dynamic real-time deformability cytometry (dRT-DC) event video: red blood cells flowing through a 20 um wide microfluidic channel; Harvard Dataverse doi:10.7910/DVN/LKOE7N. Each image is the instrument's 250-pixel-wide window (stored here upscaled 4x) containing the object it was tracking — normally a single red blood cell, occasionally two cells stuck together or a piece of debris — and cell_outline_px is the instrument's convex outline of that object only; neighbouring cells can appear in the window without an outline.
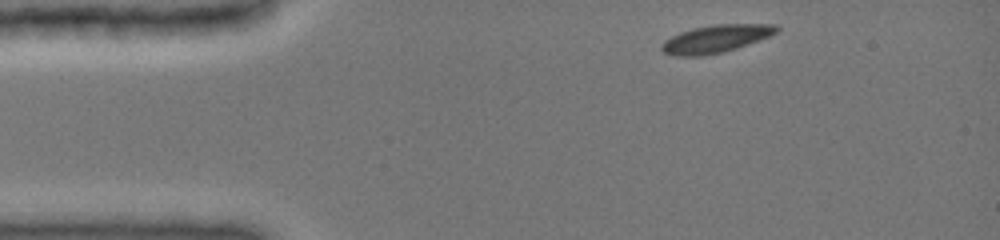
{"species": "common noctule bat (a hibernating species)", "species_latin": "Nyctalus noctula", "temperature_condition": "cold", "stored_images_in_passage": 7, "camera_frame_rate_fps": 3000, "um_per_image_px": 0.085, "animal": {"sex": "female", "body_mass_g": 19.0, "forearm_length_mm": 51.5}, "frame": {"image": 1, "passage_image": 1, "time_ms": 0.0, "image_size_px": [1000, 240], "cell_outline_px": [[780, 28], [776, 32], [768, 36], [736, 48], [724, 52], [700, 56], [672, 56], [664, 52], [660, 48], [660, 44], [664, 40], [680, 32], [692, 28], [716, 24], [776, 24]], "centroid_in_image_um": [60.79, 3.3], "position_along_channel_um": 24.2, "area_um2": 18.5}}
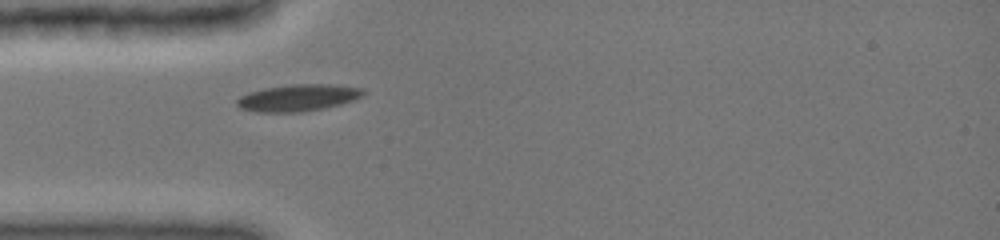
{"frame": {"image": 2, "passage_image": 4, "time_ms": 1.0, "image_size_px": [1000, 240], "cell_outline_px": [[368, 92], [364, 96], [340, 104], [324, 108], [300, 112], [256, 112], [240, 108], [236, 104], [236, 100], [240, 96], [248, 92], [264, 88], [292, 84], [332, 84], [364, 88]], "centroid_in_image_um": [25.36, 8.3], "position_along_channel_um": 59.6, "area_um2": 19.94}}
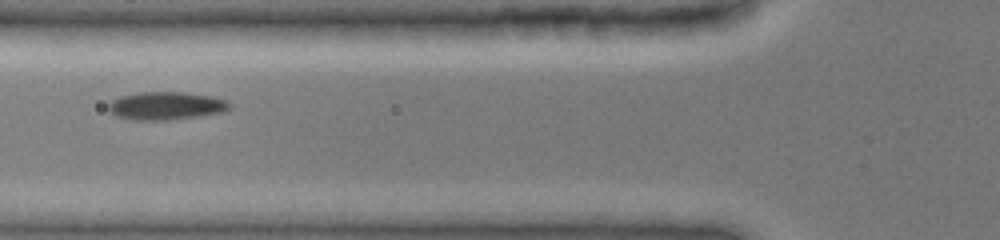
{"frame": {"image": 3, "passage_image": 6, "time_ms": 1.667, "image_size_px": [1000, 240], "cell_outline_px": [[232, 108], [224, 112], [200, 116], [168, 120], [132, 120], [116, 116], [108, 112], [108, 104], [112, 100], [120, 96], [140, 92], [184, 92], [212, 96], [228, 100], [232, 104]], "centroid_in_image_um": [14.14, 8.99], "position_along_channel_um": 111.7, "area_um2": 20.11}}